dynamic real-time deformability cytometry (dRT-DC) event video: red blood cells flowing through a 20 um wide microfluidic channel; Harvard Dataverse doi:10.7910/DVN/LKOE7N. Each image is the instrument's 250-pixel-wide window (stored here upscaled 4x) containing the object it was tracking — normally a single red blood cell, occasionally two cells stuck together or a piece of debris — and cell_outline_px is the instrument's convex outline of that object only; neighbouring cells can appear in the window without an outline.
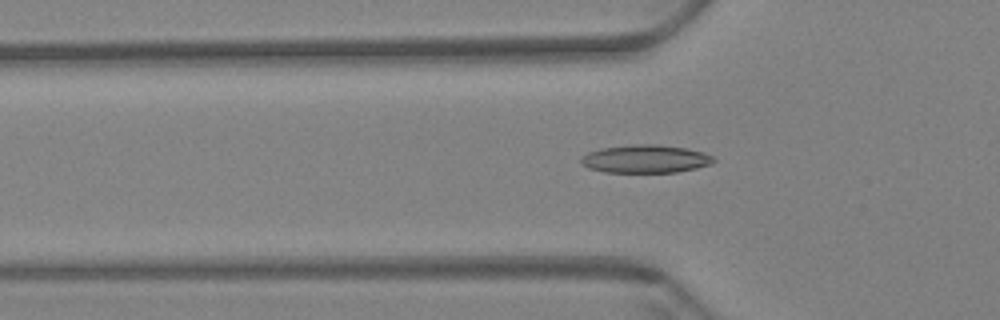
{"species": "Egyptian fruit bat (a non-hibernating species)", "species_latin": "Rousettus aegyptiacus", "temperature_condition": "warm", "stored_images_in_passage": 60, "camera_frame_rate_fps": 3000, "um_per_image_px": 0.085, "animal": {"sex": "female"}, "frame": {"image": 1, "passage_image": 20, "time_ms": 6.333, "image_size_px": [1000, 320], "cell_outline_px": [[716, 160], [712, 164], [696, 168], [676, 172], [604, 172], [588, 168], [580, 164], [580, 156], [588, 152], [600, 148], [632, 144], [656, 144], [684, 148], [704, 152], [712, 156]], "centroid_in_image_um": [54.82, 13.5], "position_along_channel_um": 71.0, "area_um2": 21.85}}
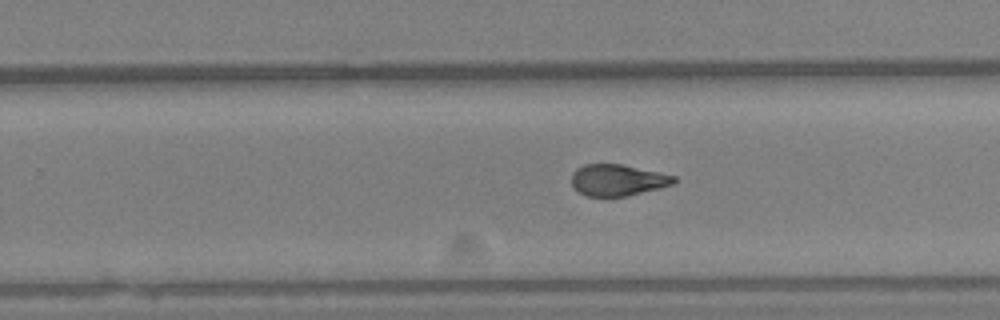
{"frame": {"image": 2, "passage_image": 38, "time_ms": 12.333, "image_size_px": [1000, 320], "cell_outline_px": [[676, 180], [672, 184], [660, 188], [624, 196], [588, 196], [580, 192], [572, 184], [572, 172], [576, 168], [584, 164], [620, 164], [676, 176]], "centroid_in_image_um": [52.48, 15.3], "position_along_channel_um": 277.3, "area_um2": 18.44}}
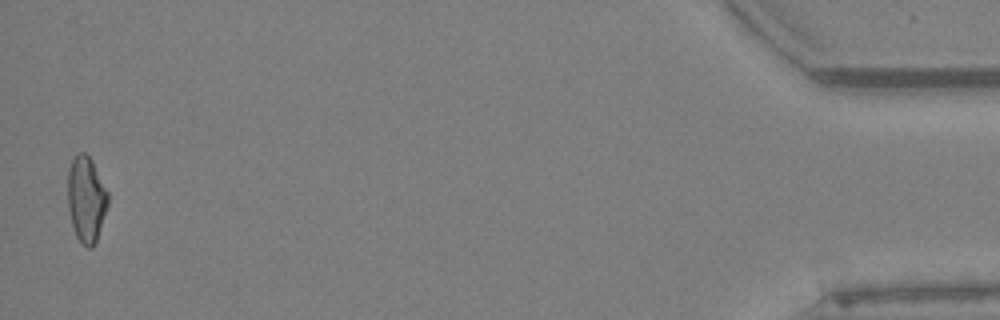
{"frame": {"image": 3, "passage_image": 59, "time_ms": 19.333, "image_size_px": [1000, 320], "cell_outline_px": [[108, 204], [96, 240], [92, 248], [88, 248], [76, 236], [72, 224], [68, 208], [68, 172], [72, 160], [80, 152], [84, 152], [92, 160], [108, 192]], "centroid_in_image_um": [7.33, 16.92], "position_along_channel_um": 427.9, "area_um2": 19.77}, "authors_computed_cell_mechanics": {"area_um2": 19.7676, "velocity_mm_per_s": 3.4481, "shape_relaxation_time_tau1_ms": 9.0681, "shape_relaxation_time_tau2_ms": 1.7362, "deformation_change_tau1": 0.2068, "deformation_change_tau2": 0.0681}}